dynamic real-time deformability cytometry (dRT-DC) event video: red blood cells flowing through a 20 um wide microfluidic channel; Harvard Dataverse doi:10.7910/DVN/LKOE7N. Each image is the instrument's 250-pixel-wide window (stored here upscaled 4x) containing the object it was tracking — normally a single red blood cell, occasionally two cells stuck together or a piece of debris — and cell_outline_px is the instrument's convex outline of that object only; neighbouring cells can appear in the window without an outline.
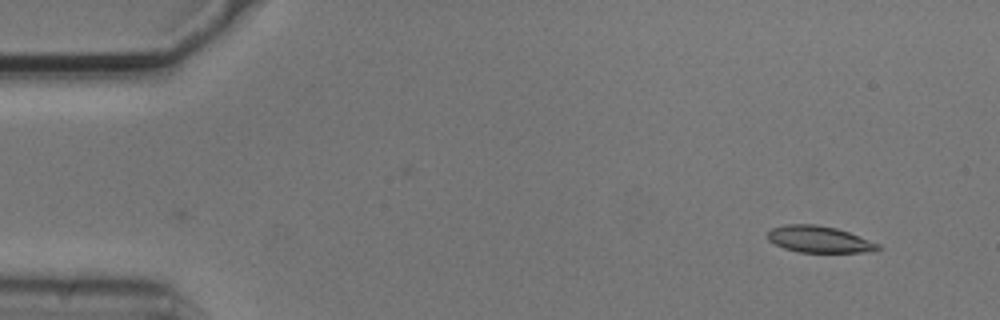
{"species": "common noctule bat (a hibernating species)", "species_latin": "Nyctalus noctula", "temperature_condition": "cold", "stored_images_in_passage": 2, "camera_frame_rate_fps": 3000, "um_per_image_px": 0.085, "animal": {"sex": "male", "body_mass_g": 20.5, "forearm_length_mm": 52.5}, "frame": {"image": 1, "passage_image": 2, "time_ms": 0.333, "image_size_px": [1000, 320], "cell_outline_px": [[880, 248], [868, 252], [800, 252], [784, 248], [768, 240], [768, 232], [772, 228], [784, 224], [816, 224], [836, 228], [848, 232], [880, 244]], "centroid_in_image_um": [69.61, 20.33], "position_along_channel_um": 15.4, "area_um2": 16.94}}